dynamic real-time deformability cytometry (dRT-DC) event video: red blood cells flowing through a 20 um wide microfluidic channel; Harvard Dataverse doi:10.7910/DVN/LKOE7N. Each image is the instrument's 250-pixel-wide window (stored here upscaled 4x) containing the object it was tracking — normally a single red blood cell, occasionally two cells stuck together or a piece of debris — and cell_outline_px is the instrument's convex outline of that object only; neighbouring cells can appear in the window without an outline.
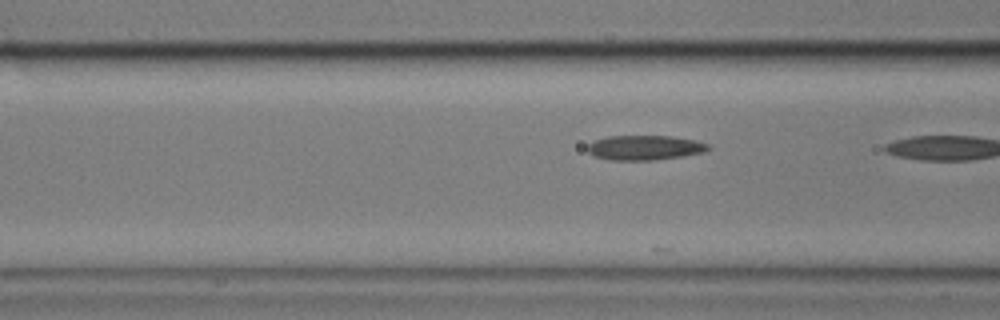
{"species": "common noctule bat (a hibernating species)", "species_latin": "Nyctalus noctula", "temperature_condition": "cold", "stored_images_in_passage": 7, "camera_frame_rate_fps": 3000, "um_per_image_px": 0.085, "animal": {"sex": "male", "body_mass_g": 17.9}, "frame": {"image": 1, "passage_image": 5, "time_ms": 1.333, "image_size_px": [1000, 320], "cell_outline_px": [[712, 148], [704, 152], [684, 156], [652, 160], [608, 160], [592, 156], [588, 152], [588, 144], [592, 140], [608, 136], [668, 136], [692, 140], [708, 144]], "centroid_in_image_um": [54.75, 12.56], "position_along_channel_um": 111.9, "area_um2": 17.46}}